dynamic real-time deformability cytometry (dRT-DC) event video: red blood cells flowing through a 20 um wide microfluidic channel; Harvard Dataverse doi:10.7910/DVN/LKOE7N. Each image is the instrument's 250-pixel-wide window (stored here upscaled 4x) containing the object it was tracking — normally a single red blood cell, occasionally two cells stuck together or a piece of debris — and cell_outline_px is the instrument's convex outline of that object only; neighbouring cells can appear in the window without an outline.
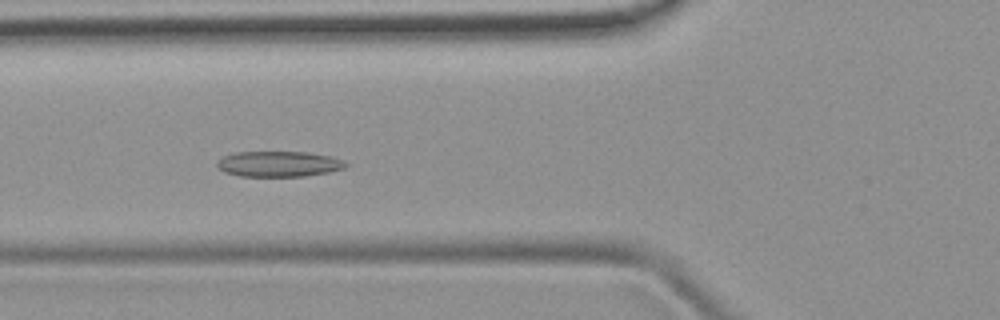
{"species": "common noctule bat (a hibernating species)", "species_latin": "Nyctalus noctula", "temperature_condition": "room temperature", "stored_images_in_passage": 51, "camera_frame_rate_fps": 3000, "um_per_image_px": 0.085, "animal": {"sex": "female", "body_mass_g": 19.9}, "frame": {"image": 1, "passage_image": 19, "time_ms": 6.0, "image_size_px": [1000, 320], "cell_outline_px": [[348, 164], [344, 168], [328, 172], [304, 176], [240, 176], [224, 172], [216, 168], [216, 160], [232, 152], [308, 152], [332, 156], [344, 160]], "centroid_in_image_um": [23.66, 13.93], "position_along_channel_um": 102.1, "area_um2": 19.36}}
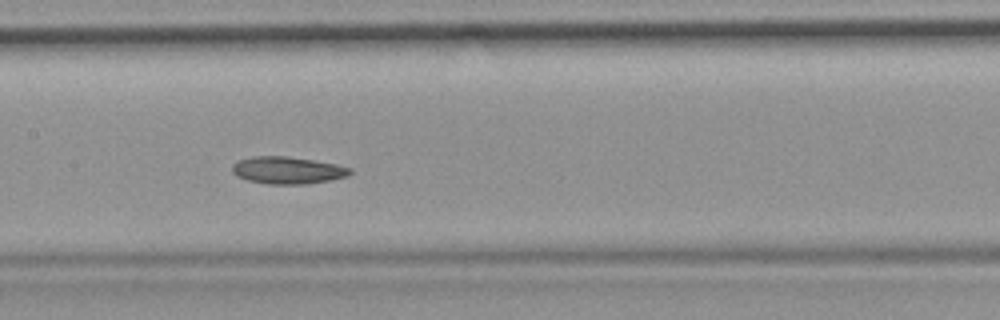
{"frame": {"image": 2, "passage_image": 25, "time_ms": 8.0, "image_size_px": [1000, 320], "cell_outline_px": [[352, 172], [348, 176], [328, 180], [304, 184], [268, 184], [248, 180], [236, 176], [232, 172], [232, 164], [236, 160], [252, 156], [288, 156], [336, 164], [352, 168]], "centroid_in_image_um": [24.41, 14.46], "position_along_channel_um": 183.0, "area_um2": 18.73}}
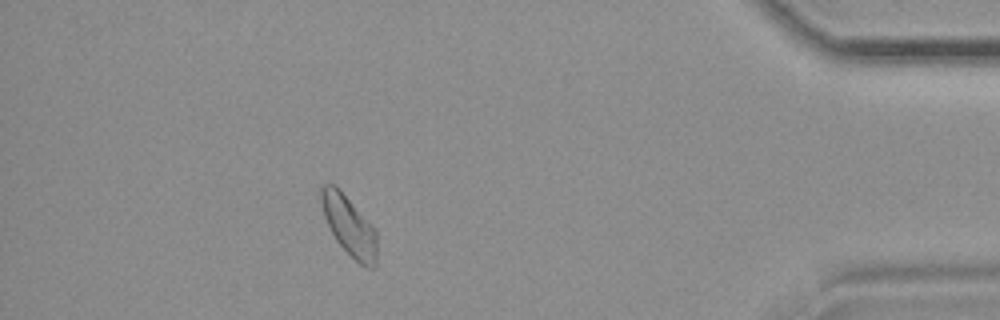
{"frame": {"image": 3, "passage_image": 45, "time_ms": 14.667, "image_size_px": [1000, 320], "cell_outline_px": [[376, 264], [372, 268], [368, 268], [360, 264], [336, 240], [324, 216], [320, 204], [320, 188], [324, 184], [336, 184], [340, 188], [372, 224], [376, 232]], "centroid_in_image_um": [29.66, 19.13], "position_along_channel_um": 405.5, "area_um2": 19.42}}